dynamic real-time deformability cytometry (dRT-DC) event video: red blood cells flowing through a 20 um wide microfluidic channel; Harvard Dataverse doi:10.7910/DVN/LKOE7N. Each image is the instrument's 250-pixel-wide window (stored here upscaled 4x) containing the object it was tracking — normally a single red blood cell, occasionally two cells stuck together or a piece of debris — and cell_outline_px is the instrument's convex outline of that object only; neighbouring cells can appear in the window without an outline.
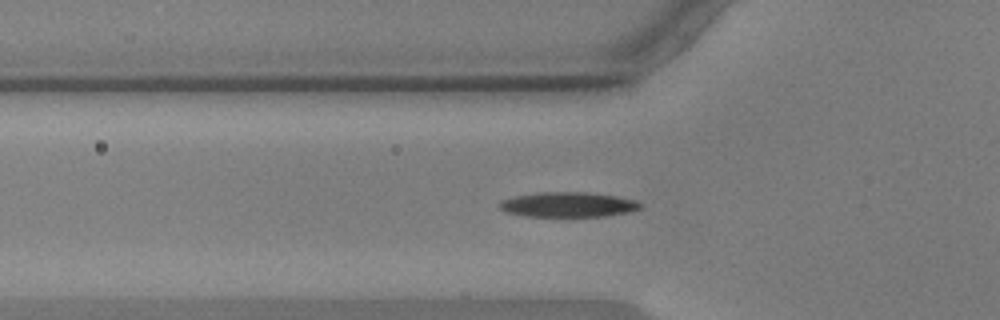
{"species": "common noctule bat (a hibernating species)", "species_latin": "Nyctalus noctula", "temperature_condition": "warm", "stored_images_in_passage": 32, "camera_frame_rate_fps": 3000, "um_per_image_px": 0.085, "animal": {"sex": "male", "body_mass_g": 17.9, "forearm_length_mm": 54.2}, "frame": {"image": 1, "passage_image": 7, "time_ms": 2.0, "image_size_px": [1000, 320], "cell_outline_px": [[640, 208], [628, 212], [604, 216], [524, 216], [504, 212], [496, 204], [500, 200], [516, 196], [540, 192], [588, 192], [616, 196], [636, 200], [640, 204]], "centroid_in_image_um": [48.22, 17.39], "position_along_channel_um": 77.6, "area_um2": 20.46}}
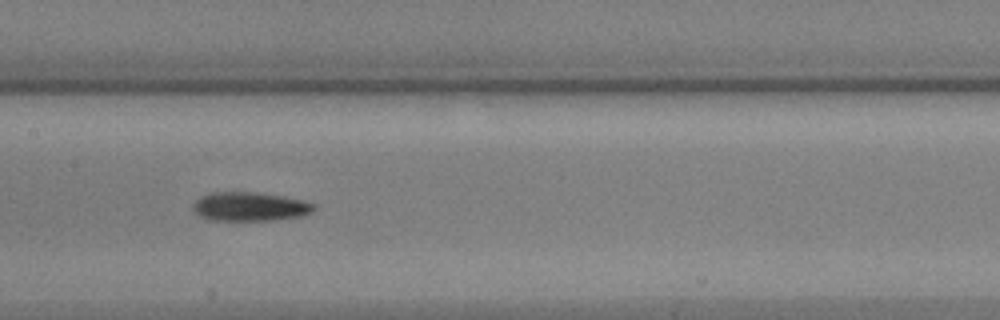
{"frame": {"image": 2, "passage_image": 16, "time_ms": 5.0, "image_size_px": [1000, 320], "cell_outline_px": [[316, 208], [312, 212], [300, 216], [276, 220], [212, 220], [200, 216], [192, 208], [192, 204], [200, 196], [208, 192], [256, 192], [284, 196], [304, 200], [316, 204]], "centroid_in_image_um": [21.25, 17.55], "position_along_channel_um": 186.1, "area_um2": 20.58}}
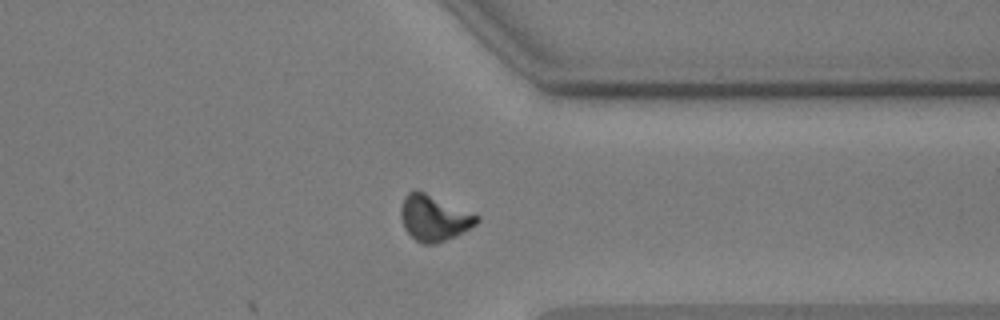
{"frame": {"image": 3, "passage_image": 32, "time_ms": 10.333, "image_size_px": [1000, 320], "cell_outline_px": [[480, 220], [476, 224], [456, 236], [436, 244], [420, 244], [404, 228], [400, 216], [400, 208], [404, 196], [408, 192], [416, 188], [480, 216]], "centroid_in_image_um": [36.86, 18.52], "position_along_channel_um": 374.5, "area_um2": 20.4}, "authors_computed_cell_mechanics": {"area_um2": 20.3167, "velocity_mm_per_s": 3.5828, "shape_relaxation_time_tau1_ms": null, "shape_relaxation_time_tau2_ms": 5.6457, "deformation_change_tau1": null, "deformation_change_tau2": 0.088}}